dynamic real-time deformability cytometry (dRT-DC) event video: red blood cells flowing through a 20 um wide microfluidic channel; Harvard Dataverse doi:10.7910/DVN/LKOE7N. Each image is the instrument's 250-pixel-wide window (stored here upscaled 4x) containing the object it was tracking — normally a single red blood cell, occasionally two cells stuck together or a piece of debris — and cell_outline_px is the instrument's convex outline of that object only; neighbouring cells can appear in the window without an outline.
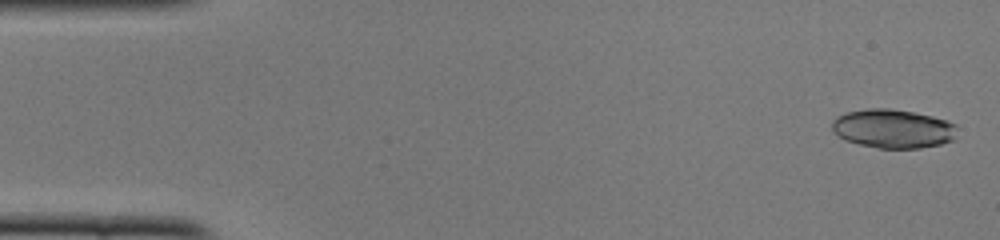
{"species": "common noctule bat (a hibernating species)", "species_latin": "Nyctalus noctula", "temperature_condition": "cold", "stored_images_in_passage": 51, "camera_frame_rate_fps": 3000, "um_per_image_px": 0.085, "animal": {"sex": "female", "body_mass_g": 22.0, "forearm_length_mm": 56.7}, "frame": {"image": 1, "passage_image": 2, "time_ms": 0.333, "image_size_px": [1000, 240], "cell_outline_px": [[956, 140], [940, 144], [920, 148], [876, 148], [844, 140], [832, 132], [832, 120], [836, 116], [848, 112], [868, 108], [888, 108], [912, 112], [932, 116], [956, 124]], "centroid_in_image_um": [75.89, 10.94], "position_along_channel_um": 9.1, "area_um2": 28.5}}
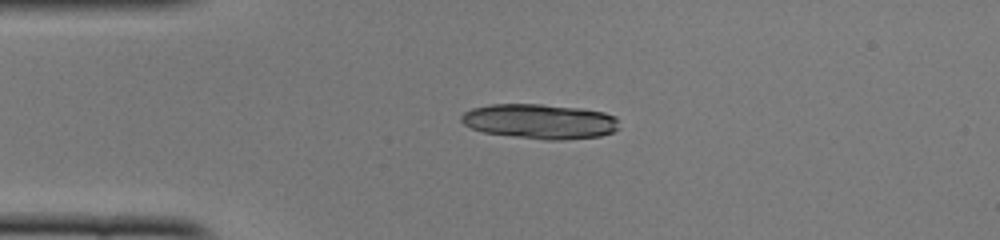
{"frame": {"image": 2, "passage_image": 12, "time_ms": 3.667, "image_size_px": [1000, 240], "cell_outline_px": [[620, 128], [612, 132], [600, 136], [564, 140], [544, 140], [512, 136], [484, 132], [472, 128], [464, 124], [460, 120], [460, 116], [464, 112], [472, 108], [492, 104], [540, 104], [580, 108], [604, 112], [616, 116]], "centroid_in_image_um": [45.91, 10.32], "position_along_channel_um": 39.1, "area_um2": 32.19}}